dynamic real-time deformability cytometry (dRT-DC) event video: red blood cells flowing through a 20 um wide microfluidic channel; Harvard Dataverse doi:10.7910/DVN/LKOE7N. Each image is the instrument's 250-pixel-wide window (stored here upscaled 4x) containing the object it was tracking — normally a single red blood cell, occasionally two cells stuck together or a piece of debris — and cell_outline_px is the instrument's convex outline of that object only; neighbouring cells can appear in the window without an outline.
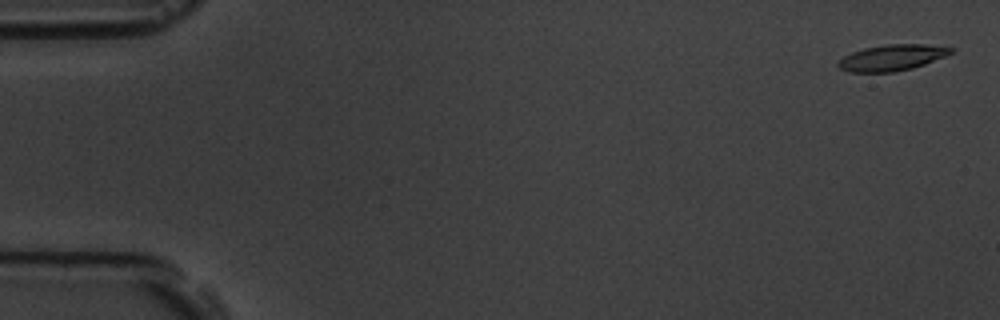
{"species": "common noctule bat (a hibernating species)", "species_latin": "Nyctalus noctula", "temperature_condition": "room temperature", "stored_images_in_passage": 5, "camera_frame_rate_fps": 3000, "um_per_image_px": 0.085, "animal": {"sex": "male", "body_mass_g": 19.5, "forearm_length_mm": 54.6}, "frame": {"image": 1, "passage_image": 1, "time_ms": 0.0, "image_size_px": [1000, 320], "cell_outline_px": [[956, 48], [952, 52], [944, 56], [924, 64], [912, 68], [892, 72], [848, 72], [840, 68], [836, 64], [844, 56], [852, 52], [864, 48], [888, 44], [924, 44]], "centroid_in_image_um": [75.8, 4.9], "position_along_channel_um": 9.2, "area_um2": 16.94}}
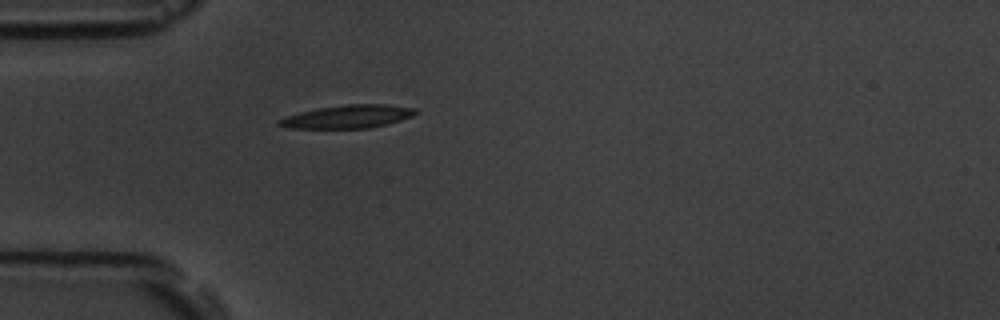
{"frame": {"image": 2, "passage_image": 5, "time_ms": 5.0, "image_size_px": [1000, 320], "cell_outline_px": [[420, 112], [412, 116], [388, 124], [368, 128], [288, 128], [276, 124], [276, 120], [300, 112], [316, 108], [348, 104], [384, 104], [416, 108]], "centroid_in_image_um": [29.58, 9.91], "position_along_channel_um": 55.4, "area_um2": 18.44}}